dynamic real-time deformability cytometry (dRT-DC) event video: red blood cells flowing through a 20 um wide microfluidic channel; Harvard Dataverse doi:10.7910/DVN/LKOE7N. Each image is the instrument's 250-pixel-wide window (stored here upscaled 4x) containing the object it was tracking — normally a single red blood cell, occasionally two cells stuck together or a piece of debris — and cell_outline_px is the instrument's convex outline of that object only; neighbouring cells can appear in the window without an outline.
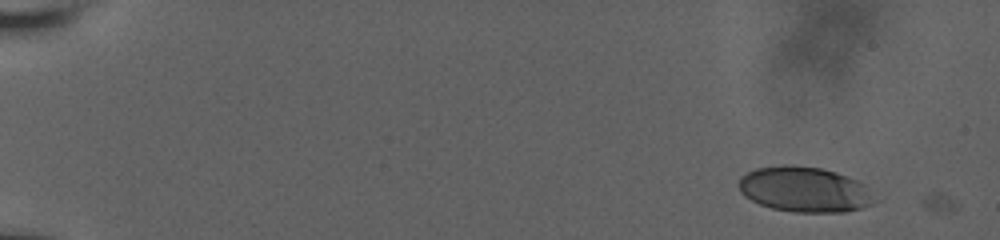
{"species": "human", "species_latin": "Homo sapiens", "temperature_condition": "room temperature", "stored_images_in_passage": 5, "camera_frame_rate_fps": 3000, "um_per_image_px": 0.085, "donor": {"sex": "male"}, "frame": {"image": 1, "passage_image": 2, "time_ms": 0.333, "image_size_px": [1000, 240], "cell_outline_px": [[872, 204], [860, 208], [844, 212], [792, 212], [772, 208], [760, 204], [744, 196], [740, 192], [740, 176], [756, 168], [784, 164], [788, 164], [820, 168], [836, 172], [856, 180], [864, 184], [872, 200]], "centroid_in_image_um": [68.32, 16.1], "position_along_channel_um": 16.7, "area_um2": 35.43}}